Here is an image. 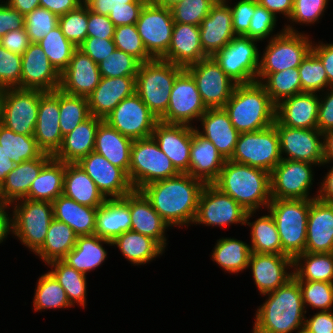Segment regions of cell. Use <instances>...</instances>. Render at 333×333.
Wrapping results in <instances>:
<instances>
[{"label":"cell","mask_w":333,"mask_h":333,"mask_svg":"<svg viewBox=\"0 0 333 333\" xmlns=\"http://www.w3.org/2000/svg\"><path fill=\"white\" fill-rule=\"evenodd\" d=\"M3 89H0V124L2 119Z\"/></svg>","instance_id":"80"},{"label":"cell","mask_w":333,"mask_h":333,"mask_svg":"<svg viewBox=\"0 0 333 333\" xmlns=\"http://www.w3.org/2000/svg\"><path fill=\"white\" fill-rule=\"evenodd\" d=\"M115 245L129 262L137 266L154 260L165 251L156 240L133 230L117 236L112 241V246Z\"/></svg>","instance_id":"41"},{"label":"cell","mask_w":333,"mask_h":333,"mask_svg":"<svg viewBox=\"0 0 333 333\" xmlns=\"http://www.w3.org/2000/svg\"><path fill=\"white\" fill-rule=\"evenodd\" d=\"M248 268L251 269L254 283L263 296L283 286L293 277L292 271L287 272L288 268L293 269V259L287 255L252 252Z\"/></svg>","instance_id":"22"},{"label":"cell","mask_w":333,"mask_h":333,"mask_svg":"<svg viewBox=\"0 0 333 333\" xmlns=\"http://www.w3.org/2000/svg\"><path fill=\"white\" fill-rule=\"evenodd\" d=\"M59 114L61 134L65 136L91 116L87 97L70 95L59 89Z\"/></svg>","instance_id":"50"},{"label":"cell","mask_w":333,"mask_h":333,"mask_svg":"<svg viewBox=\"0 0 333 333\" xmlns=\"http://www.w3.org/2000/svg\"><path fill=\"white\" fill-rule=\"evenodd\" d=\"M59 121V89L44 92L39 99L37 123L34 129L36 143L44 153L54 155L61 147L63 135Z\"/></svg>","instance_id":"23"},{"label":"cell","mask_w":333,"mask_h":333,"mask_svg":"<svg viewBox=\"0 0 333 333\" xmlns=\"http://www.w3.org/2000/svg\"><path fill=\"white\" fill-rule=\"evenodd\" d=\"M140 62L124 51L115 49L108 57L98 63L102 77L136 76Z\"/></svg>","instance_id":"58"},{"label":"cell","mask_w":333,"mask_h":333,"mask_svg":"<svg viewBox=\"0 0 333 333\" xmlns=\"http://www.w3.org/2000/svg\"><path fill=\"white\" fill-rule=\"evenodd\" d=\"M183 70L180 66L158 58L140 64L135 92L158 120L166 113L173 83Z\"/></svg>","instance_id":"5"},{"label":"cell","mask_w":333,"mask_h":333,"mask_svg":"<svg viewBox=\"0 0 333 333\" xmlns=\"http://www.w3.org/2000/svg\"><path fill=\"white\" fill-rule=\"evenodd\" d=\"M301 83V93L324 92L329 88L326 70L321 60L310 51L298 66Z\"/></svg>","instance_id":"53"},{"label":"cell","mask_w":333,"mask_h":333,"mask_svg":"<svg viewBox=\"0 0 333 333\" xmlns=\"http://www.w3.org/2000/svg\"><path fill=\"white\" fill-rule=\"evenodd\" d=\"M277 17L269 12L265 7L260 6L255 0V12L252 15L250 27L248 30V37L257 41L264 40L271 35L272 39L285 31L282 29L279 33L272 36L275 30Z\"/></svg>","instance_id":"61"},{"label":"cell","mask_w":333,"mask_h":333,"mask_svg":"<svg viewBox=\"0 0 333 333\" xmlns=\"http://www.w3.org/2000/svg\"><path fill=\"white\" fill-rule=\"evenodd\" d=\"M256 42L259 41L246 36H235L212 56L236 84L257 81L261 54Z\"/></svg>","instance_id":"12"},{"label":"cell","mask_w":333,"mask_h":333,"mask_svg":"<svg viewBox=\"0 0 333 333\" xmlns=\"http://www.w3.org/2000/svg\"><path fill=\"white\" fill-rule=\"evenodd\" d=\"M152 137L179 173L189 174L192 126L158 122Z\"/></svg>","instance_id":"24"},{"label":"cell","mask_w":333,"mask_h":333,"mask_svg":"<svg viewBox=\"0 0 333 333\" xmlns=\"http://www.w3.org/2000/svg\"><path fill=\"white\" fill-rule=\"evenodd\" d=\"M212 260L228 273H239L248 268L251 247L234 238H221L212 250Z\"/></svg>","instance_id":"46"},{"label":"cell","mask_w":333,"mask_h":333,"mask_svg":"<svg viewBox=\"0 0 333 333\" xmlns=\"http://www.w3.org/2000/svg\"><path fill=\"white\" fill-rule=\"evenodd\" d=\"M228 3L227 0H217L199 25L201 46L209 57L224 48L236 36Z\"/></svg>","instance_id":"25"},{"label":"cell","mask_w":333,"mask_h":333,"mask_svg":"<svg viewBox=\"0 0 333 333\" xmlns=\"http://www.w3.org/2000/svg\"><path fill=\"white\" fill-rule=\"evenodd\" d=\"M16 164L8 157L0 145V186L5 181L7 175L15 168Z\"/></svg>","instance_id":"79"},{"label":"cell","mask_w":333,"mask_h":333,"mask_svg":"<svg viewBox=\"0 0 333 333\" xmlns=\"http://www.w3.org/2000/svg\"><path fill=\"white\" fill-rule=\"evenodd\" d=\"M102 76L96 64L81 49L77 48L69 65L61 73L60 90L70 95H90Z\"/></svg>","instance_id":"26"},{"label":"cell","mask_w":333,"mask_h":333,"mask_svg":"<svg viewBox=\"0 0 333 333\" xmlns=\"http://www.w3.org/2000/svg\"><path fill=\"white\" fill-rule=\"evenodd\" d=\"M178 174L171 160L152 136L133 141L128 177L134 190H141L152 182Z\"/></svg>","instance_id":"7"},{"label":"cell","mask_w":333,"mask_h":333,"mask_svg":"<svg viewBox=\"0 0 333 333\" xmlns=\"http://www.w3.org/2000/svg\"><path fill=\"white\" fill-rule=\"evenodd\" d=\"M329 0H294L291 22L314 24L323 15Z\"/></svg>","instance_id":"62"},{"label":"cell","mask_w":333,"mask_h":333,"mask_svg":"<svg viewBox=\"0 0 333 333\" xmlns=\"http://www.w3.org/2000/svg\"><path fill=\"white\" fill-rule=\"evenodd\" d=\"M12 204L11 233L35 254L44 244L50 222L54 218L53 203L24 198Z\"/></svg>","instance_id":"8"},{"label":"cell","mask_w":333,"mask_h":333,"mask_svg":"<svg viewBox=\"0 0 333 333\" xmlns=\"http://www.w3.org/2000/svg\"><path fill=\"white\" fill-rule=\"evenodd\" d=\"M185 70L194 78L206 108H223L236 83L224 73L215 59L207 57Z\"/></svg>","instance_id":"18"},{"label":"cell","mask_w":333,"mask_h":333,"mask_svg":"<svg viewBox=\"0 0 333 333\" xmlns=\"http://www.w3.org/2000/svg\"><path fill=\"white\" fill-rule=\"evenodd\" d=\"M102 118L91 115L72 132L63 136L61 147L53 155L64 163H77L81 158L94 151L95 138Z\"/></svg>","instance_id":"35"},{"label":"cell","mask_w":333,"mask_h":333,"mask_svg":"<svg viewBox=\"0 0 333 333\" xmlns=\"http://www.w3.org/2000/svg\"><path fill=\"white\" fill-rule=\"evenodd\" d=\"M174 23L170 6L165 1L149 0L142 8L136 27L153 59H161L167 53Z\"/></svg>","instance_id":"11"},{"label":"cell","mask_w":333,"mask_h":333,"mask_svg":"<svg viewBox=\"0 0 333 333\" xmlns=\"http://www.w3.org/2000/svg\"><path fill=\"white\" fill-rule=\"evenodd\" d=\"M149 0H85L88 10L108 16L112 10L130 8V3H147Z\"/></svg>","instance_id":"68"},{"label":"cell","mask_w":333,"mask_h":333,"mask_svg":"<svg viewBox=\"0 0 333 333\" xmlns=\"http://www.w3.org/2000/svg\"><path fill=\"white\" fill-rule=\"evenodd\" d=\"M212 184L247 211L267 208L271 201L270 173L261 168L228 159Z\"/></svg>","instance_id":"3"},{"label":"cell","mask_w":333,"mask_h":333,"mask_svg":"<svg viewBox=\"0 0 333 333\" xmlns=\"http://www.w3.org/2000/svg\"><path fill=\"white\" fill-rule=\"evenodd\" d=\"M38 43L60 74L67 68L73 52L78 48L64 36L59 25Z\"/></svg>","instance_id":"52"},{"label":"cell","mask_w":333,"mask_h":333,"mask_svg":"<svg viewBox=\"0 0 333 333\" xmlns=\"http://www.w3.org/2000/svg\"><path fill=\"white\" fill-rule=\"evenodd\" d=\"M203 131L197 132L210 140L216 149L228 160L234 153L239 132L232 125L224 108H209L199 119Z\"/></svg>","instance_id":"33"},{"label":"cell","mask_w":333,"mask_h":333,"mask_svg":"<svg viewBox=\"0 0 333 333\" xmlns=\"http://www.w3.org/2000/svg\"><path fill=\"white\" fill-rule=\"evenodd\" d=\"M206 111L194 78L184 69L173 83L169 106L159 121L192 126L193 120L199 121Z\"/></svg>","instance_id":"16"},{"label":"cell","mask_w":333,"mask_h":333,"mask_svg":"<svg viewBox=\"0 0 333 333\" xmlns=\"http://www.w3.org/2000/svg\"><path fill=\"white\" fill-rule=\"evenodd\" d=\"M77 164L95 182L106 199L123 198L134 190L128 174L122 168L94 151L81 158Z\"/></svg>","instance_id":"20"},{"label":"cell","mask_w":333,"mask_h":333,"mask_svg":"<svg viewBox=\"0 0 333 333\" xmlns=\"http://www.w3.org/2000/svg\"><path fill=\"white\" fill-rule=\"evenodd\" d=\"M204 185L202 180L188 173H179L174 177L152 182L141 191L169 227H188L195 221Z\"/></svg>","instance_id":"1"},{"label":"cell","mask_w":333,"mask_h":333,"mask_svg":"<svg viewBox=\"0 0 333 333\" xmlns=\"http://www.w3.org/2000/svg\"><path fill=\"white\" fill-rule=\"evenodd\" d=\"M333 164V163H332ZM324 176L319 191L315 197L323 202L333 204V166Z\"/></svg>","instance_id":"75"},{"label":"cell","mask_w":333,"mask_h":333,"mask_svg":"<svg viewBox=\"0 0 333 333\" xmlns=\"http://www.w3.org/2000/svg\"><path fill=\"white\" fill-rule=\"evenodd\" d=\"M78 48L98 64L115 51L116 45L113 39L86 37Z\"/></svg>","instance_id":"64"},{"label":"cell","mask_w":333,"mask_h":333,"mask_svg":"<svg viewBox=\"0 0 333 333\" xmlns=\"http://www.w3.org/2000/svg\"><path fill=\"white\" fill-rule=\"evenodd\" d=\"M22 55L0 47V89L20 88Z\"/></svg>","instance_id":"60"},{"label":"cell","mask_w":333,"mask_h":333,"mask_svg":"<svg viewBox=\"0 0 333 333\" xmlns=\"http://www.w3.org/2000/svg\"><path fill=\"white\" fill-rule=\"evenodd\" d=\"M257 82L265 88L275 105L285 98L301 93L298 67L270 74H258Z\"/></svg>","instance_id":"48"},{"label":"cell","mask_w":333,"mask_h":333,"mask_svg":"<svg viewBox=\"0 0 333 333\" xmlns=\"http://www.w3.org/2000/svg\"><path fill=\"white\" fill-rule=\"evenodd\" d=\"M146 3H130V8L112 10L108 17L115 27L122 25L136 24L140 12Z\"/></svg>","instance_id":"71"},{"label":"cell","mask_w":333,"mask_h":333,"mask_svg":"<svg viewBox=\"0 0 333 333\" xmlns=\"http://www.w3.org/2000/svg\"><path fill=\"white\" fill-rule=\"evenodd\" d=\"M65 163L52 157L32 182L26 198L53 202L63 194Z\"/></svg>","instance_id":"42"},{"label":"cell","mask_w":333,"mask_h":333,"mask_svg":"<svg viewBox=\"0 0 333 333\" xmlns=\"http://www.w3.org/2000/svg\"><path fill=\"white\" fill-rule=\"evenodd\" d=\"M247 210L232 197L221 192L213 184H205L198 201L194 225L223 226L245 225Z\"/></svg>","instance_id":"17"},{"label":"cell","mask_w":333,"mask_h":333,"mask_svg":"<svg viewBox=\"0 0 333 333\" xmlns=\"http://www.w3.org/2000/svg\"><path fill=\"white\" fill-rule=\"evenodd\" d=\"M293 268L297 281L333 283V253L304 252L293 259Z\"/></svg>","instance_id":"44"},{"label":"cell","mask_w":333,"mask_h":333,"mask_svg":"<svg viewBox=\"0 0 333 333\" xmlns=\"http://www.w3.org/2000/svg\"><path fill=\"white\" fill-rule=\"evenodd\" d=\"M61 74L39 43H30L22 54L20 88L51 92L60 88Z\"/></svg>","instance_id":"21"},{"label":"cell","mask_w":333,"mask_h":333,"mask_svg":"<svg viewBox=\"0 0 333 333\" xmlns=\"http://www.w3.org/2000/svg\"><path fill=\"white\" fill-rule=\"evenodd\" d=\"M333 130L323 133V165L333 163Z\"/></svg>","instance_id":"78"},{"label":"cell","mask_w":333,"mask_h":333,"mask_svg":"<svg viewBox=\"0 0 333 333\" xmlns=\"http://www.w3.org/2000/svg\"><path fill=\"white\" fill-rule=\"evenodd\" d=\"M9 205L12 206V204L0 200V244L12 232L11 215L8 214Z\"/></svg>","instance_id":"76"},{"label":"cell","mask_w":333,"mask_h":333,"mask_svg":"<svg viewBox=\"0 0 333 333\" xmlns=\"http://www.w3.org/2000/svg\"><path fill=\"white\" fill-rule=\"evenodd\" d=\"M207 57L201 46L199 26L175 22L168 51L161 59L186 69Z\"/></svg>","instance_id":"31"},{"label":"cell","mask_w":333,"mask_h":333,"mask_svg":"<svg viewBox=\"0 0 333 333\" xmlns=\"http://www.w3.org/2000/svg\"><path fill=\"white\" fill-rule=\"evenodd\" d=\"M230 9L232 12V28L235 35L248 37L251 18L255 12V0H239Z\"/></svg>","instance_id":"63"},{"label":"cell","mask_w":333,"mask_h":333,"mask_svg":"<svg viewBox=\"0 0 333 333\" xmlns=\"http://www.w3.org/2000/svg\"><path fill=\"white\" fill-rule=\"evenodd\" d=\"M304 252L333 253V204L310 199Z\"/></svg>","instance_id":"28"},{"label":"cell","mask_w":333,"mask_h":333,"mask_svg":"<svg viewBox=\"0 0 333 333\" xmlns=\"http://www.w3.org/2000/svg\"><path fill=\"white\" fill-rule=\"evenodd\" d=\"M77 237L78 235L66 223L53 218L44 244L35 254L46 264L62 260L75 247Z\"/></svg>","instance_id":"43"},{"label":"cell","mask_w":333,"mask_h":333,"mask_svg":"<svg viewBox=\"0 0 333 333\" xmlns=\"http://www.w3.org/2000/svg\"><path fill=\"white\" fill-rule=\"evenodd\" d=\"M113 41L116 49L133 56L140 63H145L153 59L146 51L136 24L115 27Z\"/></svg>","instance_id":"55"},{"label":"cell","mask_w":333,"mask_h":333,"mask_svg":"<svg viewBox=\"0 0 333 333\" xmlns=\"http://www.w3.org/2000/svg\"><path fill=\"white\" fill-rule=\"evenodd\" d=\"M103 120L133 140L151 137L159 122L136 92L123 99Z\"/></svg>","instance_id":"14"},{"label":"cell","mask_w":333,"mask_h":333,"mask_svg":"<svg viewBox=\"0 0 333 333\" xmlns=\"http://www.w3.org/2000/svg\"><path fill=\"white\" fill-rule=\"evenodd\" d=\"M294 0H257V3L265 7L269 12L275 16L281 13L285 18H290L292 15Z\"/></svg>","instance_id":"74"},{"label":"cell","mask_w":333,"mask_h":333,"mask_svg":"<svg viewBox=\"0 0 333 333\" xmlns=\"http://www.w3.org/2000/svg\"><path fill=\"white\" fill-rule=\"evenodd\" d=\"M52 157L53 155L43 152L38 158L16 164L0 186V200L12 204L26 198L32 182Z\"/></svg>","instance_id":"34"},{"label":"cell","mask_w":333,"mask_h":333,"mask_svg":"<svg viewBox=\"0 0 333 333\" xmlns=\"http://www.w3.org/2000/svg\"><path fill=\"white\" fill-rule=\"evenodd\" d=\"M255 211H247L245 225L251 227V252L282 254L279 233L272 215L261 216L254 222H248Z\"/></svg>","instance_id":"45"},{"label":"cell","mask_w":333,"mask_h":333,"mask_svg":"<svg viewBox=\"0 0 333 333\" xmlns=\"http://www.w3.org/2000/svg\"><path fill=\"white\" fill-rule=\"evenodd\" d=\"M223 108L239 133L259 131L275 122L276 105L257 81L236 84Z\"/></svg>","instance_id":"4"},{"label":"cell","mask_w":333,"mask_h":333,"mask_svg":"<svg viewBox=\"0 0 333 333\" xmlns=\"http://www.w3.org/2000/svg\"><path fill=\"white\" fill-rule=\"evenodd\" d=\"M63 194L88 207H99L106 198L77 163H65Z\"/></svg>","instance_id":"38"},{"label":"cell","mask_w":333,"mask_h":333,"mask_svg":"<svg viewBox=\"0 0 333 333\" xmlns=\"http://www.w3.org/2000/svg\"><path fill=\"white\" fill-rule=\"evenodd\" d=\"M33 300L34 311L72 307L64 288L49 273L39 277Z\"/></svg>","instance_id":"51"},{"label":"cell","mask_w":333,"mask_h":333,"mask_svg":"<svg viewBox=\"0 0 333 333\" xmlns=\"http://www.w3.org/2000/svg\"><path fill=\"white\" fill-rule=\"evenodd\" d=\"M285 31L269 39L260 56L258 74L280 72L288 68H297L311 51L312 40L309 35L299 33L292 25H285Z\"/></svg>","instance_id":"9"},{"label":"cell","mask_w":333,"mask_h":333,"mask_svg":"<svg viewBox=\"0 0 333 333\" xmlns=\"http://www.w3.org/2000/svg\"><path fill=\"white\" fill-rule=\"evenodd\" d=\"M30 43L25 28L9 31L2 36V47L19 55L25 52Z\"/></svg>","instance_id":"70"},{"label":"cell","mask_w":333,"mask_h":333,"mask_svg":"<svg viewBox=\"0 0 333 333\" xmlns=\"http://www.w3.org/2000/svg\"><path fill=\"white\" fill-rule=\"evenodd\" d=\"M304 308L312 307L320 311H330L333 306V283L319 281H298Z\"/></svg>","instance_id":"57"},{"label":"cell","mask_w":333,"mask_h":333,"mask_svg":"<svg viewBox=\"0 0 333 333\" xmlns=\"http://www.w3.org/2000/svg\"><path fill=\"white\" fill-rule=\"evenodd\" d=\"M52 203L54 219L66 223L78 236L94 235L98 207L83 206L64 194Z\"/></svg>","instance_id":"37"},{"label":"cell","mask_w":333,"mask_h":333,"mask_svg":"<svg viewBox=\"0 0 333 333\" xmlns=\"http://www.w3.org/2000/svg\"><path fill=\"white\" fill-rule=\"evenodd\" d=\"M264 295L268 298L256 310L252 333H292L304 328L307 310L299 282L294 277Z\"/></svg>","instance_id":"2"},{"label":"cell","mask_w":333,"mask_h":333,"mask_svg":"<svg viewBox=\"0 0 333 333\" xmlns=\"http://www.w3.org/2000/svg\"><path fill=\"white\" fill-rule=\"evenodd\" d=\"M122 199L129 205L131 230L151 237L165 249V232L169 225L156 212L144 193L141 190H133Z\"/></svg>","instance_id":"27"},{"label":"cell","mask_w":333,"mask_h":333,"mask_svg":"<svg viewBox=\"0 0 333 333\" xmlns=\"http://www.w3.org/2000/svg\"><path fill=\"white\" fill-rule=\"evenodd\" d=\"M326 89L324 97H319V110L317 129L323 134L326 131L333 130V86Z\"/></svg>","instance_id":"66"},{"label":"cell","mask_w":333,"mask_h":333,"mask_svg":"<svg viewBox=\"0 0 333 333\" xmlns=\"http://www.w3.org/2000/svg\"><path fill=\"white\" fill-rule=\"evenodd\" d=\"M217 0H166L173 20L177 23L199 26Z\"/></svg>","instance_id":"54"},{"label":"cell","mask_w":333,"mask_h":333,"mask_svg":"<svg viewBox=\"0 0 333 333\" xmlns=\"http://www.w3.org/2000/svg\"><path fill=\"white\" fill-rule=\"evenodd\" d=\"M133 141L102 120L97 129L94 152L128 174Z\"/></svg>","instance_id":"36"},{"label":"cell","mask_w":333,"mask_h":333,"mask_svg":"<svg viewBox=\"0 0 333 333\" xmlns=\"http://www.w3.org/2000/svg\"><path fill=\"white\" fill-rule=\"evenodd\" d=\"M0 145L15 164L33 160L43 153L34 135L17 134L2 124H0Z\"/></svg>","instance_id":"49"},{"label":"cell","mask_w":333,"mask_h":333,"mask_svg":"<svg viewBox=\"0 0 333 333\" xmlns=\"http://www.w3.org/2000/svg\"><path fill=\"white\" fill-rule=\"evenodd\" d=\"M52 270L48 271L64 288L72 306L74 303L85 308L87 281L86 275L66 264L63 260L49 262Z\"/></svg>","instance_id":"47"},{"label":"cell","mask_w":333,"mask_h":333,"mask_svg":"<svg viewBox=\"0 0 333 333\" xmlns=\"http://www.w3.org/2000/svg\"><path fill=\"white\" fill-rule=\"evenodd\" d=\"M40 7L48 9L57 16L64 15L83 4V0H39Z\"/></svg>","instance_id":"73"},{"label":"cell","mask_w":333,"mask_h":333,"mask_svg":"<svg viewBox=\"0 0 333 333\" xmlns=\"http://www.w3.org/2000/svg\"><path fill=\"white\" fill-rule=\"evenodd\" d=\"M274 125L280 138L282 159L323 164V134L318 129H299L281 125L276 119ZM285 154L286 157H283Z\"/></svg>","instance_id":"19"},{"label":"cell","mask_w":333,"mask_h":333,"mask_svg":"<svg viewBox=\"0 0 333 333\" xmlns=\"http://www.w3.org/2000/svg\"><path fill=\"white\" fill-rule=\"evenodd\" d=\"M1 1V0H0ZM0 35L24 27V15L10 7L6 2H0Z\"/></svg>","instance_id":"67"},{"label":"cell","mask_w":333,"mask_h":333,"mask_svg":"<svg viewBox=\"0 0 333 333\" xmlns=\"http://www.w3.org/2000/svg\"><path fill=\"white\" fill-rule=\"evenodd\" d=\"M5 2L24 16L40 6L39 0H6Z\"/></svg>","instance_id":"77"},{"label":"cell","mask_w":333,"mask_h":333,"mask_svg":"<svg viewBox=\"0 0 333 333\" xmlns=\"http://www.w3.org/2000/svg\"><path fill=\"white\" fill-rule=\"evenodd\" d=\"M24 27L31 43H38L59 23V16L37 7L24 16Z\"/></svg>","instance_id":"59"},{"label":"cell","mask_w":333,"mask_h":333,"mask_svg":"<svg viewBox=\"0 0 333 333\" xmlns=\"http://www.w3.org/2000/svg\"><path fill=\"white\" fill-rule=\"evenodd\" d=\"M267 210L276 224L282 255L294 259L304 253L310 199H271Z\"/></svg>","instance_id":"6"},{"label":"cell","mask_w":333,"mask_h":333,"mask_svg":"<svg viewBox=\"0 0 333 333\" xmlns=\"http://www.w3.org/2000/svg\"><path fill=\"white\" fill-rule=\"evenodd\" d=\"M311 51L321 60L326 70L328 83L333 86V43L323 44L320 41L318 44H312Z\"/></svg>","instance_id":"72"},{"label":"cell","mask_w":333,"mask_h":333,"mask_svg":"<svg viewBox=\"0 0 333 333\" xmlns=\"http://www.w3.org/2000/svg\"><path fill=\"white\" fill-rule=\"evenodd\" d=\"M319 95L302 92L285 98L276 105L275 119L284 126L317 129Z\"/></svg>","instance_id":"29"},{"label":"cell","mask_w":333,"mask_h":333,"mask_svg":"<svg viewBox=\"0 0 333 333\" xmlns=\"http://www.w3.org/2000/svg\"><path fill=\"white\" fill-rule=\"evenodd\" d=\"M64 36L79 47L87 37L88 8L83 3L78 8L59 16V23Z\"/></svg>","instance_id":"56"},{"label":"cell","mask_w":333,"mask_h":333,"mask_svg":"<svg viewBox=\"0 0 333 333\" xmlns=\"http://www.w3.org/2000/svg\"><path fill=\"white\" fill-rule=\"evenodd\" d=\"M43 91L37 89H3L1 124L21 135H34Z\"/></svg>","instance_id":"13"},{"label":"cell","mask_w":333,"mask_h":333,"mask_svg":"<svg viewBox=\"0 0 333 333\" xmlns=\"http://www.w3.org/2000/svg\"><path fill=\"white\" fill-rule=\"evenodd\" d=\"M229 160L261 168L270 173L282 160L276 126L273 124L259 131L240 133Z\"/></svg>","instance_id":"10"},{"label":"cell","mask_w":333,"mask_h":333,"mask_svg":"<svg viewBox=\"0 0 333 333\" xmlns=\"http://www.w3.org/2000/svg\"><path fill=\"white\" fill-rule=\"evenodd\" d=\"M115 26L108 16L88 10L87 37L113 39Z\"/></svg>","instance_id":"65"},{"label":"cell","mask_w":333,"mask_h":333,"mask_svg":"<svg viewBox=\"0 0 333 333\" xmlns=\"http://www.w3.org/2000/svg\"><path fill=\"white\" fill-rule=\"evenodd\" d=\"M130 230L129 205L122 198L106 199L98 207L95 235L113 241L117 236Z\"/></svg>","instance_id":"39"},{"label":"cell","mask_w":333,"mask_h":333,"mask_svg":"<svg viewBox=\"0 0 333 333\" xmlns=\"http://www.w3.org/2000/svg\"><path fill=\"white\" fill-rule=\"evenodd\" d=\"M103 244L112 246V241L98 235L78 236L75 247L62 259L66 264L87 275L98 268L107 258Z\"/></svg>","instance_id":"40"},{"label":"cell","mask_w":333,"mask_h":333,"mask_svg":"<svg viewBox=\"0 0 333 333\" xmlns=\"http://www.w3.org/2000/svg\"><path fill=\"white\" fill-rule=\"evenodd\" d=\"M136 76L102 77L87 96L91 115L104 119L123 99L135 93Z\"/></svg>","instance_id":"30"},{"label":"cell","mask_w":333,"mask_h":333,"mask_svg":"<svg viewBox=\"0 0 333 333\" xmlns=\"http://www.w3.org/2000/svg\"><path fill=\"white\" fill-rule=\"evenodd\" d=\"M332 311H318L311 318H305L303 329L308 333H333Z\"/></svg>","instance_id":"69"},{"label":"cell","mask_w":333,"mask_h":333,"mask_svg":"<svg viewBox=\"0 0 333 333\" xmlns=\"http://www.w3.org/2000/svg\"><path fill=\"white\" fill-rule=\"evenodd\" d=\"M311 164L282 159L270 172L271 199H315L309 196L313 185Z\"/></svg>","instance_id":"15"},{"label":"cell","mask_w":333,"mask_h":333,"mask_svg":"<svg viewBox=\"0 0 333 333\" xmlns=\"http://www.w3.org/2000/svg\"><path fill=\"white\" fill-rule=\"evenodd\" d=\"M225 162L226 159L212 142L192 126L189 174L205 184H212L218 178Z\"/></svg>","instance_id":"32"}]
</instances>
